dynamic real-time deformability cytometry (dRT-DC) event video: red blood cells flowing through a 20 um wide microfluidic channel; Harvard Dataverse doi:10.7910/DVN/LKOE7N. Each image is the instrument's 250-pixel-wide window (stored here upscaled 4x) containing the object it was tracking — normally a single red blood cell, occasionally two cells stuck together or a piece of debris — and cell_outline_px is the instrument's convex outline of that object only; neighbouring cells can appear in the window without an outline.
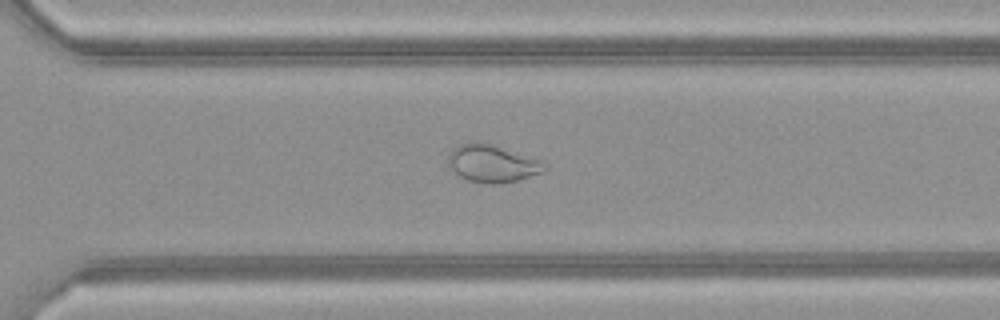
{"species": "common noctule bat (a hibernating species)", "species_latin": "Nyctalus noctula", "temperature_condition": "warm", "stored_images_in_passage": 49, "camera_frame_rate_fps": 3000, "um_per_image_px": 0.085, "animal": {"sex": "female", "body_mass_g": 21.9}, "frame": {"image": 1, "passage_image": 35, "time_ms": 11.333, "image_size_px": [1000, 320], "cell_outline_px": [[548, 168], [544, 172], [520, 180], [496, 184], [488, 184], [468, 180], [460, 176], [452, 168], [448, 160], [448, 156], [452, 148], [468, 140], [476, 140], [492, 144], [540, 160], [548, 164]], "centroid_in_image_um": [41.87, 13.88], "position_along_channel_um": 328.7, "area_um2": 21.27}, "authors_computed_cell_mechanics": {"area_um2": 27.2816, "velocity_mm_per_s": 4.1748, "shape_relaxation_time_tau1_ms": null, "shape_relaxation_time_tau2_ms": 0.9704, "deformation_change_tau1": null, "deformation_change_tau2": 0.0711}}